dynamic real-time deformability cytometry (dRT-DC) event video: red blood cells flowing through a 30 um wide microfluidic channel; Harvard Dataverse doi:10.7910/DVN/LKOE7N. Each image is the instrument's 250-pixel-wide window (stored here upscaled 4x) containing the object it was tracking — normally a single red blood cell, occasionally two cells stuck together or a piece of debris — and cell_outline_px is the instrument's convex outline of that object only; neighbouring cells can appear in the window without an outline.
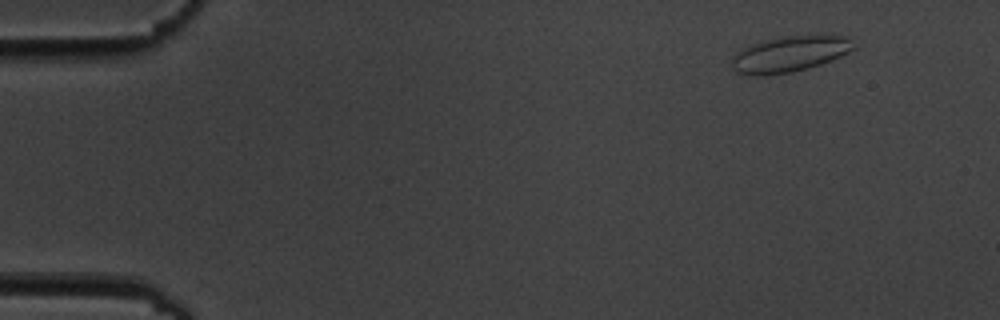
{"species": "common noctule bat (a hibernating species)", "species_latin": "Nyctalus noctula", "temperature_condition": "cold", "stored_images_in_passage": 5, "camera_frame_rate_fps": 3000, "um_per_image_px": 0.085, "animal": {"sex": "male", "body_mass_g": 19.5, "forearm_length_mm": 54.6}, "frame": {"image": 1, "passage_image": 1, "time_ms": 0.0, "image_size_px": [1000, 320], "cell_outline_px": [[856, 48], [840, 56], [820, 64], [808, 68], [792, 72], [764, 76], [752, 76], [736, 72], [732, 68], [732, 56], [736, 52], [752, 44], [764, 40], [784, 36], [848, 36], [852, 40]], "centroid_in_image_um": [67.08, 4.61], "position_along_channel_um": 17.9, "area_um2": 25.37}}
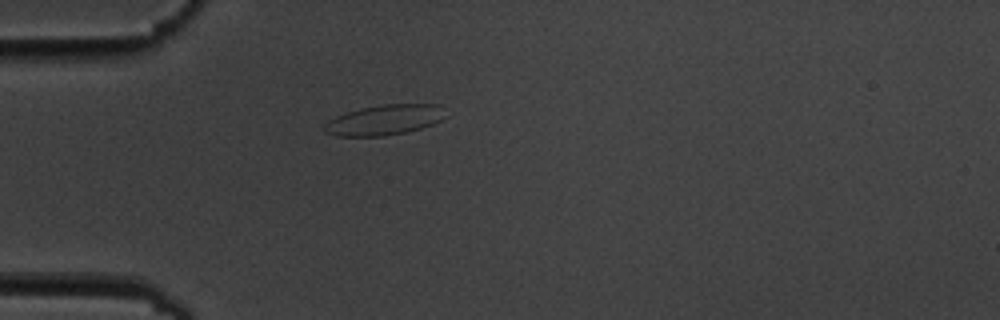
{"frame": {"image": 2, "passage_image": 4, "time_ms": 3.667, "image_size_px": [1000, 320], "cell_outline_px": [[448, 116], [432, 124], [420, 128], [404, 132], [384, 136], [336, 136], [324, 132], [324, 124], [328, 120], [336, 116], [360, 108], [384, 104], [440, 104]], "centroid_in_image_um": [32.68, 10.19], "position_along_channel_um": 52.3, "area_um2": 21.39}}